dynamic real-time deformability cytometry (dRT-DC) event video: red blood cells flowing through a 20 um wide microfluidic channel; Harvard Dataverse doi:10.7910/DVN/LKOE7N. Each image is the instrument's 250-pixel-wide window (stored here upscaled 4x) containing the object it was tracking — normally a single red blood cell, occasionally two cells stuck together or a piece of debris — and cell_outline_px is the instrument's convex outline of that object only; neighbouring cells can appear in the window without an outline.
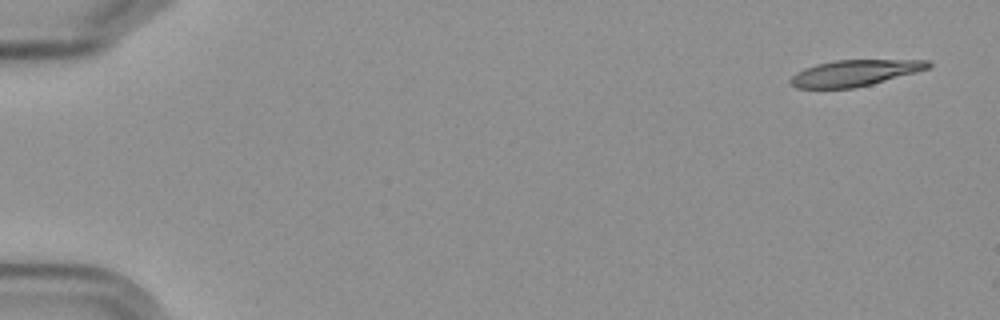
{"species": "Egyptian fruit bat (a non-hibernating species)", "species_latin": "Rousettus aegyptiacus", "temperature_condition": "cold", "stored_images_in_passage": 7, "camera_frame_rate_fps": 3000, "um_per_image_px": 0.085, "frame": {"image": 1, "passage_image": 1, "time_ms": 0.0, "image_size_px": [1000, 320], "cell_outline_px": [[932, 64], [928, 68], [916, 72], [872, 84], [852, 88], [796, 88], [788, 80], [796, 72], [804, 68], [816, 64], [836, 60], [928, 60]], "centroid_in_image_um": [72.62, 6.2], "position_along_channel_um": 12.4, "area_um2": 20.87}}
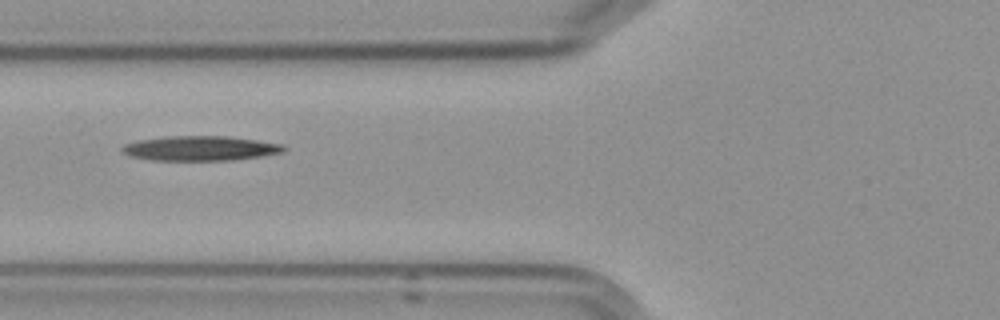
{"frame": {"image": 2, "passage_image": 6, "time_ms": 6.667, "image_size_px": [1000, 320], "cell_outline_px": [[288, 148], [284, 152], [260, 156], [232, 160], [152, 160], [128, 156], [120, 152], [120, 148], [124, 144], [140, 140], [164, 136], [228, 136], [284, 144]], "centroid_in_image_um": [17.0, 12.6], "position_along_channel_um": 108.8, "area_um2": 23.47}}
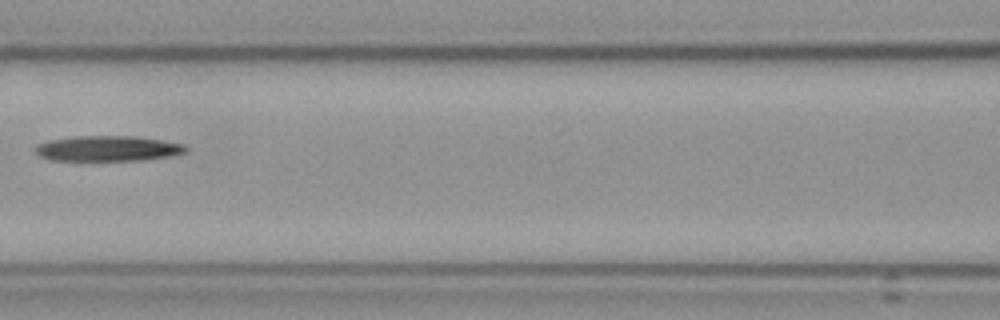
{"frame": {"image": 3, "passage_image": 7, "time_ms": 8.0, "image_size_px": [1000, 320], "cell_outline_px": [[188, 152], [168, 156], [144, 160], [48, 160], [40, 156], [36, 152], [36, 144], [48, 140], [72, 136], [132, 136], [160, 140], [184, 144], [188, 148]], "centroid_in_image_um": [9.14, 12.62], "position_along_channel_um": 157.5, "area_um2": 22.25}}